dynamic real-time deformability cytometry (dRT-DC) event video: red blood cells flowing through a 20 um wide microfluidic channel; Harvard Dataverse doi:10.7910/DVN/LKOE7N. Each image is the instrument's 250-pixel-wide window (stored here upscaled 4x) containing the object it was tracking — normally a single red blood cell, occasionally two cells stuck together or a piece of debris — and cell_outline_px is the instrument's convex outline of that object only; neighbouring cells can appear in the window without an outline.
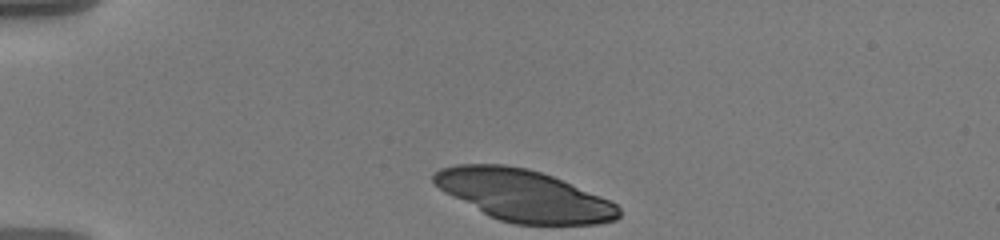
{"species": "human", "species_latin": "Homo sapiens", "temperature_condition": "warm", "stored_images_in_passage": 41, "camera_frame_rate_fps": 3000, "um_per_image_px": 0.085, "donor": {"sex": "male"}, "frame": {"image": 1, "passage_image": 1, "time_ms": 0.0, "image_size_px": [1000, 240], "cell_outline_px": [[620, 216], [616, 220], [600, 224], [516, 224], [500, 220], [488, 216], [444, 192], [432, 184], [432, 176], [440, 168], [456, 164], [504, 164], [528, 168], [552, 176], [600, 196], [616, 204], [620, 208]], "centroid_in_image_um": [44.48, 16.61], "position_along_channel_um": 40.5, "area_um2": 55.43}}